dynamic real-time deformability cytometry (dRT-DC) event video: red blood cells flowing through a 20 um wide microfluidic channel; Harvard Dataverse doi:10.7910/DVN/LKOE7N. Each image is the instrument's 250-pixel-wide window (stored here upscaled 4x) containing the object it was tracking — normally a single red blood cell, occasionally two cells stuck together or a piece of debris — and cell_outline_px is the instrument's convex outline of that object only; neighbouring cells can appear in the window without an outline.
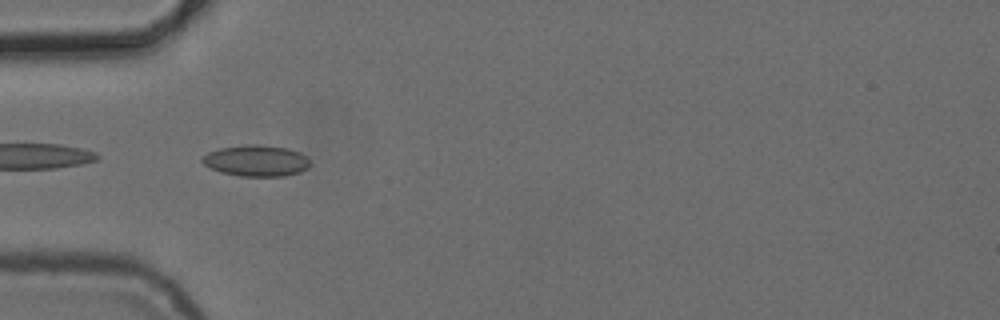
{"species": "common noctule bat (a hibernating species)", "species_latin": "Nyctalus noctula", "temperature_condition": "cold", "stored_images_in_passage": 4, "camera_frame_rate_fps": 3000, "um_per_image_px": 0.085, "animal": {"sex": "female", "body_mass_g": 24.6, "forearm_length_mm": 56.2}, "frame": {"image": 1, "passage_image": 3, "time_ms": 2.333, "image_size_px": [1000, 320], "cell_outline_px": [[308, 168], [300, 172], [284, 176], [240, 176], [220, 172], [204, 164], [200, 160], [200, 156], [208, 152], [220, 148], [244, 144], [260, 144], [288, 148], [300, 152], [308, 160]], "centroid_in_image_um": [21.74, 13.65], "position_along_channel_um": 63.3, "area_um2": 19.71}}
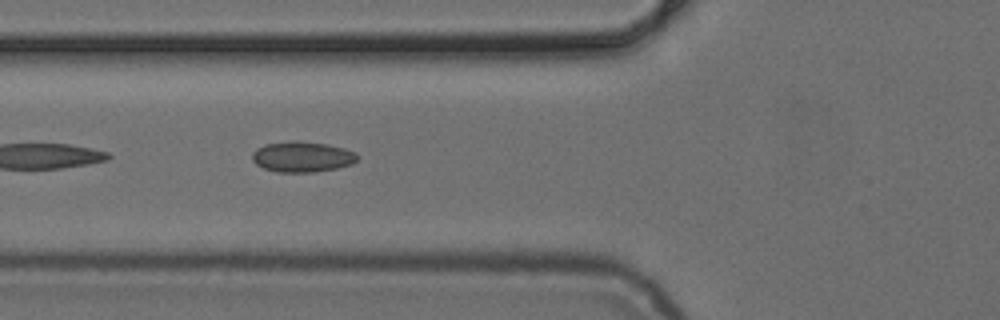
{"frame": {"image": 2, "passage_image": 4, "time_ms": 3.333, "image_size_px": [1000, 320], "cell_outline_px": [[360, 156], [352, 164], [336, 168], [312, 172], [276, 172], [264, 168], [256, 164], [252, 160], [252, 152], [256, 148], [264, 144], [296, 140], [328, 144], [344, 148], [356, 152]], "centroid_in_image_um": [25.68, 13.32], "position_along_channel_um": 100.1, "area_um2": 18.9}}